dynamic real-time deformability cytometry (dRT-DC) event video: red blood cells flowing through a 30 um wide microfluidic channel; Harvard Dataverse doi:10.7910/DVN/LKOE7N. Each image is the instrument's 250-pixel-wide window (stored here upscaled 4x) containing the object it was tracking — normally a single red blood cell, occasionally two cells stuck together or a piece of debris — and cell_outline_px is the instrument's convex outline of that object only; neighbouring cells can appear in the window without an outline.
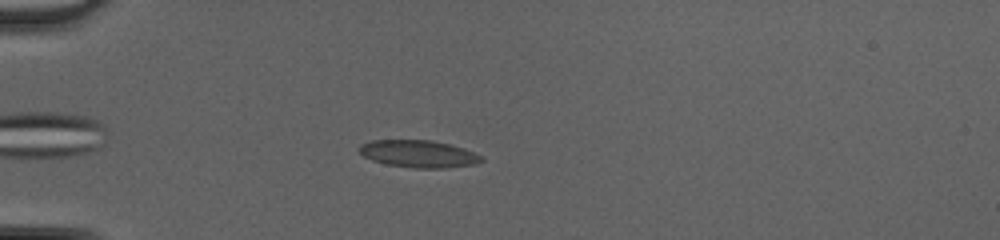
{"species": "common noctule bat (a hibernating species)", "species_latin": "Nyctalus noctula", "temperature_condition": "cold", "stored_images_in_passage": 42, "camera_frame_rate_fps": 3000, "um_per_image_px": 0.085, "animal": {"sex": "female", "body_mass_g": 20.0, "forearm_length_mm": 54.0}, "frame": {"image": 1, "passage_image": 10, "time_ms": 3.0, "image_size_px": [1000, 240], "cell_outline_px": [[484, 160], [472, 164], [444, 168], [412, 168], [388, 164], [372, 160], [364, 156], [356, 148], [360, 144], [372, 140], [428, 140], [448, 144], [464, 148], [480, 156]], "centroid_in_image_um": [35.51, 13.07], "position_along_channel_um": 49.5, "area_um2": 19.19}}
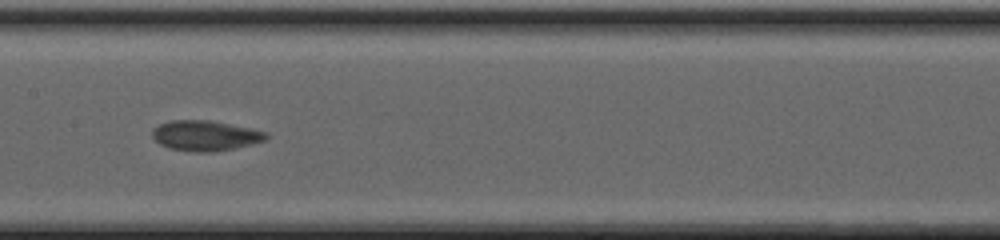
{"frame": {"image": 2, "passage_image": 22, "time_ms": 7.0, "image_size_px": [1000, 240], "cell_outline_px": [[268, 136], [264, 140], [232, 148], [212, 152], [196, 152], [172, 148], [160, 144], [152, 136], [152, 132], [160, 124], [172, 120], [208, 120], [268, 132]], "centroid_in_image_um": [17.43, 11.52], "position_along_channel_um": 190.0, "area_um2": 19.48}}
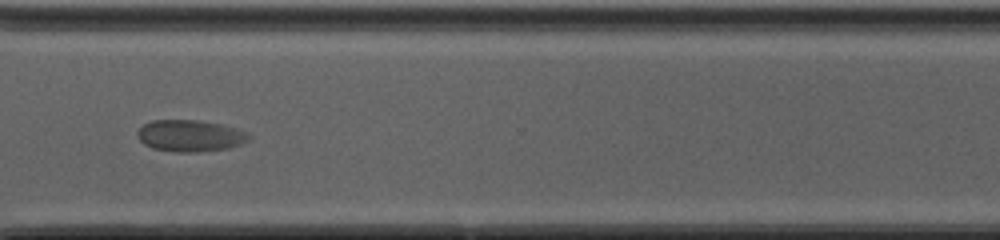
{"frame": {"image": 3, "passage_image": 34, "time_ms": 11.0, "image_size_px": [1000, 240], "cell_outline_px": [[248, 140], [240, 144], [228, 148], [196, 152], [176, 152], [152, 148], [144, 144], [140, 140], [136, 132], [144, 124], [152, 120], [196, 120], [224, 124], [248, 132]], "centroid_in_image_um": [16.15, 11.53], "position_along_channel_um": 354.5, "area_um2": 20.52}, "authors_computed_cell_mechanics": {"area_um2": 19.5364, "velocity_mm_per_s": 4.133, "shape_relaxation_time_tau1_ms": 2.9866, "shape_relaxation_time_tau2_ms": null, "deformation_change_tau1": 0.0926, "deformation_change_tau2": null}}